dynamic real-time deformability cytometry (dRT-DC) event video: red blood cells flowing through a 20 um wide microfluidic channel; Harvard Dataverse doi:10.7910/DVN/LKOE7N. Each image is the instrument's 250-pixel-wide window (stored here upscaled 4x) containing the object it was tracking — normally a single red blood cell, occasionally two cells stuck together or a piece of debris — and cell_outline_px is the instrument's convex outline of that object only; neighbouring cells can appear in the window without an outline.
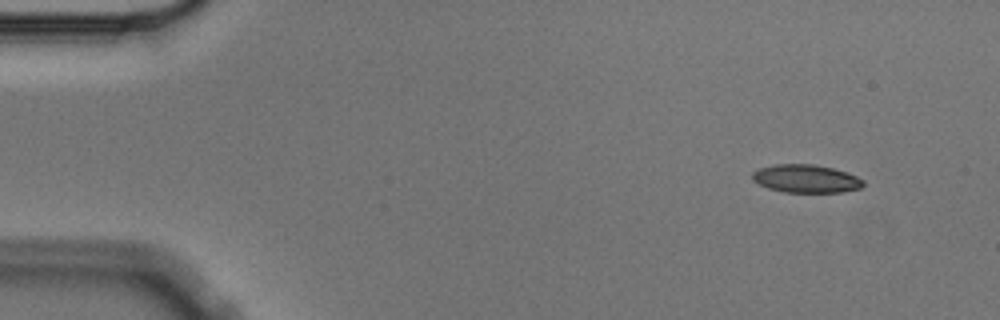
{"species": "Egyptian fruit bat (a non-hibernating species)", "species_latin": "Rousettus aegyptiacus", "temperature_condition": "cold", "stored_images_in_passage": 5, "segment_of_instrument_passage": [1, 2], "camera_frame_rate_fps": 3000, "um_per_image_px": 0.085, "animal": {"sex": "male"}, "frame": {"image": 1, "passage_image": 1, "time_ms": 0.0, "image_size_px": [1000, 320], "cell_outline_px": [[864, 184], [860, 188], [840, 192], [784, 192], [768, 188], [752, 180], [752, 172], [760, 168], [776, 164], [812, 164], [832, 168], [848, 172], [864, 180]], "centroid_in_image_um": [68.51, 15.18], "position_along_channel_um": 16.5, "area_um2": 18.09}}
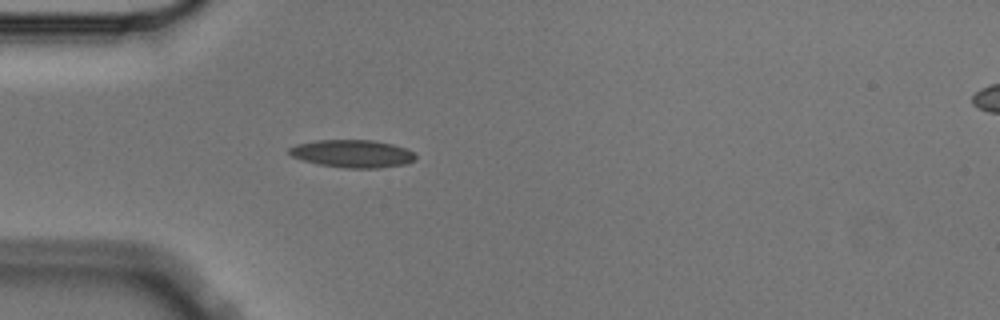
{"frame": {"image": 2, "passage_image": 4, "time_ms": 1.0, "image_size_px": [1000, 320], "cell_outline_px": [[416, 160], [404, 164], [380, 168], [344, 168], [316, 164], [292, 156], [288, 152], [288, 148], [296, 144], [316, 140], [372, 140], [392, 144], [404, 148], [412, 152], [416, 156]], "centroid_in_image_um": [29.93, 13.06], "position_along_channel_um": 55.1, "area_um2": 20.4}}